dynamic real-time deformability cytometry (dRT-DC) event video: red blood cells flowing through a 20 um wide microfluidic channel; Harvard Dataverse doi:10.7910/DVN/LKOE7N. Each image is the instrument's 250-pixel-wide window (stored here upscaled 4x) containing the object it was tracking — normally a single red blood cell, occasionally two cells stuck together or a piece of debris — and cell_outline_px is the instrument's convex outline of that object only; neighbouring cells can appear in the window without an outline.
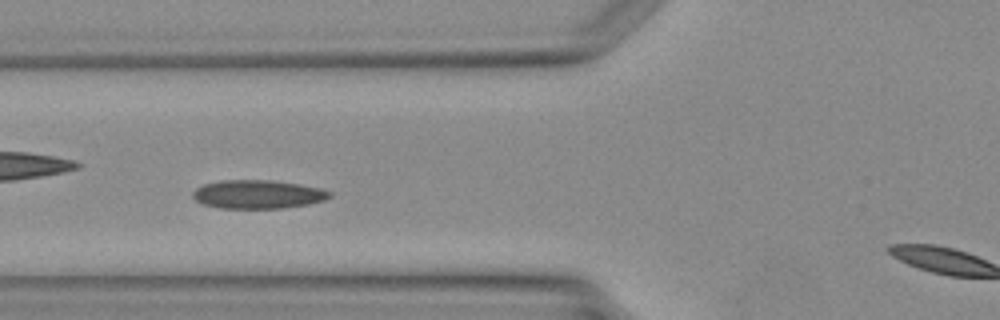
{"species": "Egyptian fruit bat (a non-hibernating species)", "species_latin": "Rousettus aegyptiacus", "temperature_condition": "warm", "stored_images_in_passage": 2, "camera_frame_rate_fps": 3000, "um_per_image_px": 0.085, "animal": {"sex": "female"}, "frame": {"image": 1, "passage_image": 2, "time_ms": 1.0, "image_size_px": [1000, 320], "cell_outline_px": [[332, 196], [324, 200], [308, 204], [284, 208], [220, 208], [204, 204], [196, 200], [192, 196], [192, 192], [196, 188], [204, 184], [224, 180], [268, 180], [296, 184], [320, 188], [332, 192]], "centroid_in_image_um": [21.91, 16.52], "position_along_channel_um": 103.9, "area_um2": 22.6}}